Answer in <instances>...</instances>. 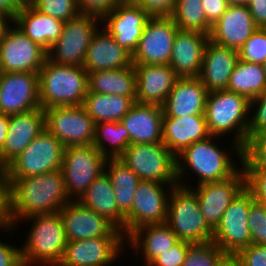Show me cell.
Segmentation results:
<instances>
[{
  "label": "cell",
  "instance_id": "cell-53",
  "mask_svg": "<svg viewBox=\"0 0 266 266\" xmlns=\"http://www.w3.org/2000/svg\"><path fill=\"white\" fill-rule=\"evenodd\" d=\"M21 256V249L0 240V266H10Z\"/></svg>",
  "mask_w": 266,
  "mask_h": 266
},
{
  "label": "cell",
  "instance_id": "cell-62",
  "mask_svg": "<svg viewBox=\"0 0 266 266\" xmlns=\"http://www.w3.org/2000/svg\"><path fill=\"white\" fill-rule=\"evenodd\" d=\"M262 65H263V69H264V72H265V75H266V61Z\"/></svg>",
  "mask_w": 266,
  "mask_h": 266
},
{
  "label": "cell",
  "instance_id": "cell-4",
  "mask_svg": "<svg viewBox=\"0 0 266 266\" xmlns=\"http://www.w3.org/2000/svg\"><path fill=\"white\" fill-rule=\"evenodd\" d=\"M214 138L222 137L211 135L191 144L176 156L178 185L183 186L188 168L191 173H196L197 184L221 181L232 177L239 170L240 167L237 169L231 155L224 152L222 147L219 148L220 144L214 142Z\"/></svg>",
  "mask_w": 266,
  "mask_h": 266
},
{
  "label": "cell",
  "instance_id": "cell-30",
  "mask_svg": "<svg viewBox=\"0 0 266 266\" xmlns=\"http://www.w3.org/2000/svg\"><path fill=\"white\" fill-rule=\"evenodd\" d=\"M13 23L29 39L48 51L60 37L65 22L29 7L19 9Z\"/></svg>",
  "mask_w": 266,
  "mask_h": 266
},
{
  "label": "cell",
  "instance_id": "cell-50",
  "mask_svg": "<svg viewBox=\"0 0 266 266\" xmlns=\"http://www.w3.org/2000/svg\"><path fill=\"white\" fill-rule=\"evenodd\" d=\"M177 0H142L138 5L151 17H171Z\"/></svg>",
  "mask_w": 266,
  "mask_h": 266
},
{
  "label": "cell",
  "instance_id": "cell-23",
  "mask_svg": "<svg viewBox=\"0 0 266 266\" xmlns=\"http://www.w3.org/2000/svg\"><path fill=\"white\" fill-rule=\"evenodd\" d=\"M209 35L178 29L169 65L178 78L198 77Z\"/></svg>",
  "mask_w": 266,
  "mask_h": 266
},
{
  "label": "cell",
  "instance_id": "cell-27",
  "mask_svg": "<svg viewBox=\"0 0 266 266\" xmlns=\"http://www.w3.org/2000/svg\"><path fill=\"white\" fill-rule=\"evenodd\" d=\"M163 110L161 105L135 102L120 120L129 132L130 144L163 142Z\"/></svg>",
  "mask_w": 266,
  "mask_h": 266
},
{
  "label": "cell",
  "instance_id": "cell-21",
  "mask_svg": "<svg viewBox=\"0 0 266 266\" xmlns=\"http://www.w3.org/2000/svg\"><path fill=\"white\" fill-rule=\"evenodd\" d=\"M45 129V114L42 108L10 115L8 132L0 150V166L4 169L20 155Z\"/></svg>",
  "mask_w": 266,
  "mask_h": 266
},
{
  "label": "cell",
  "instance_id": "cell-55",
  "mask_svg": "<svg viewBox=\"0 0 266 266\" xmlns=\"http://www.w3.org/2000/svg\"><path fill=\"white\" fill-rule=\"evenodd\" d=\"M9 115L0 113V150L3 148L9 126Z\"/></svg>",
  "mask_w": 266,
  "mask_h": 266
},
{
  "label": "cell",
  "instance_id": "cell-45",
  "mask_svg": "<svg viewBox=\"0 0 266 266\" xmlns=\"http://www.w3.org/2000/svg\"><path fill=\"white\" fill-rule=\"evenodd\" d=\"M245 175V188L257 202L266 204V169L242 168Z\"/></svg>",
  "mask_w": 266,
  "mask_h": 266
},
{
  "label": "cell",
  "instance_id": "cell-28",
  "mask_svg": "<svg viewBox=\"0 0 266 266\" xmlns=\"http://www.w3.org/2000/svg\"><path fill=\"white\" fill-rule=\"evenodd\" d=\"M132 64V55L119 46L102 27L96 31L87 48L83 68L89 72L115 70Z\"/></svg>",
  "mask_w": 266,
  "mask_h": 266
},
{
  "label": "cell",
  "instance_id": "cell-54",
  "mask_svg": "<svg viewBox=\"0 0 266 266\" xmlns=\"http://www.w3.org/2000/svg\"><path fill=\"white\" fill-rule=\"evenodd\" d=\"M18 8L14 4L13 0H0V12L9 15L14 18L18 12Z\"/></svg>",
  "mask_w": 266,
  "mask_h": 266
},
{
  "label": "cell",
  "instance_id": "cell-15",
  "mask_svg": "<svg viewBox=\"0 0 266 266\" xmlns=\"http://www.w3.org/2000/svg\"><path fill=\"white\" fill-rule=\"evenodd\" d=\"M12 24L0 43L1 72L38 73L47 58V51Z\"/></svg>",
  "mask_w": 266,
  "mask_h": 266
},
{
  "label": "cell",
  "instance_id": "cell-29",
  "mask_svg": "<svg viewBox=\"0 0 266 266\" xmlns=\"http://www.w3.org/2000/svg\"><path fill=\"white\" fill-rule=\"evenodd\" d=\"M205 115L168 117L163 115V144L177 156L186 147L210 137Z\"/></svg>",
  "mask_w": 266,
  "mask_h": 266
},
{
  "label": "cell",
  "instance_id": "cell-38",
  "mask_svg": "<svg viewBox=\"0 0 266 266\" xmlns=\"http://www.w3.org/2000/svg\"><path fill=\"white\" fill-rule=\"evenodd\" d=\"M171 17L181 30L210 34L212 26L207 22L202 0H177Z\"/></svg>",
  "mask_w": 266,
  "mask_h": 266
},
{
  "label": "cell",
  "instance_id": "cell-3",
  "mask_svg": "<svg viewBox=\"0 0 266 266\" xmlns=\"http://www.w3.org/2000/svg\"><path fill=\"white\" fill-rule=\"evenodd\" d=\"M41 108L81 106L88 91V72L82 66L58 64L46 58L38 72Z\"/></svg>",
  "mask_w": 266,
  "mask_h": 266
},
{
  "label": "cell",
  "instance_id": "cell-37",
  "mask_svg": "<svg viewBox=\"0 0 266 266\" xmlns=\"http://www.w3.org/2000/svg\"><path fill=\"white\" fill-rule=\"evenodd\" d=\"M92 145L107 159L119 158L130 145L129 132L121 122L96 123Z\"/></svg>",
  "mask_w": 266,
  "mask_h": 266
},
{
  "label": "cell",
  "instance_id": "cell-40",
  "mask_svg": "<svg viewBox=\"0 0 266 266\" xmlns=\"http://www.w3.org/2000/svg\"><path fill=\"white\" fill-rule=\"evenodd\" d=\"M34 8L45 15L64 22L72 20L81 14L77 0H37Z\"/></svg>",
  "mask_w": 266,
  "mask_h": 266
},
{
  "label": "cell",
  "instance_id": "cell-33",
  "mask_svg": "<svg viewBox=\"0 0 266 266\" xmlns=\"http://www.w3.org/2000/svg\"><path fill=\"white\" fill-rule=\"evenodd\" d=\"M136 89V72L133 64L120 69L88 73L89 92L136 97Z\"/></svg>",
  "mask_w": 266,
  "mask_h": 266
},
{
  "label": "cell",
  "instance_id": "cell-56",
  "mask_svg": "<svg viewBox=\"0 0 266 266\" xmlns=\"http://www.w3.org/2000/svg\"><path fill=\"white\" fill-rule=\"evenodd\" d=\"M9 21L12 23L13 18L0 12V43L3 40L7 29L11 26Z\"/></svg>",
  "mask_w": 266,
  "mask_h": 266
},
{
  "label": "cell",
  "instance_id": "cell-1",
  "mask_svg": "<svg viewBox=\"0 0 266 266\" xmlns=\"http://www.w3.org/2000/svg\"><path fill=\"white\" fill-rule=\"evenodd\" d=\"M15 225L35 215L59 212L71 199L61 169L35 176L8 178Z\"/></svg>",
  "mask_w": 266,
  "mask_h": 266
},
{
  "label": "cell",
  "instance_id": "cell-35",
  "mask_svg": "<svg viewBox=\"0 0 266 266\" xmlns=\"http://www.w3.org/2000/svg\"><path fill=\"white\" fill-rule=\"evenodd\" d=\"M104 172L114 188L118 210L125 216L132 207L140 178L119 158H108Z\"/></svg>",
  "mask_w": 266,
  "mask_h": 266
},
{
  "label": "cell",
  "instance_id": "cell-7",
  "mask_svg": "<svg viewBox=\"0 0 266 266\" xmlns=\"http://www.w3.org/2000/svg\"><path fill=\"white\" fill-rule=\"evenodd\" d=\"M119 159L140 180L178 185L176 156L162 142L130 144Z\"/></svg>",
  "mask_w": 266,
  "mask_h": 266
},
{
  "label": "cell",
  "instance_id": "cell-2",
  "mask_svg": "<svg viewBox=\"0 0 266 266\" xmlns=\"http://www.w3.org/2000/svg\"><path fill=\"white\" fill-rule=\"evenodd\" d=\"M250 100L241 94L224 90L210 91L206 97L205 118L210 135L224 137L234 132L232 149L240 163L248 141Z\"/></svg>",
  "mask_w": 266,
  "mask_h": 266
},
{
  "label": "cell",
  "instance_id": "cell-39",
  "mask_svg": "<svg viewBox=\"0 0 266 266\" xmlns=\"http://www.w3.org/2000/svg\"><path fill=\"white\" fill-rule=\"evenodd\" d=\"M228 258L213 241L191 244L183 266H223Z\"/></svg>",
  "mask_w": 266,
  "mask_h": 266
},
{
  "label": "cell",
  "instance_id": "cell-32",
  "mask_svg": "<svg viewBox=\"0 0 266 266\" xmlns=\"http://www.w3.org/2000/svg\"><path fill=\"white\" fill-rule=\"evenodd\" d=\"M78 201L106 218L125 236V216L117 208L114 188L105 172L94 180Z\"/></svg>",
  "mask_w": 266,
  "mask_h": 266
},
{
  "label": "cell",
  "instance_id": "cell-5",
  "mask_svg": "<svg viewBox=\"0 0 266 266\" xmlns=\"http://www.w3.org/2000/svg\"><path fill=\"white\" fill-rule=\"evenodd\" d=\"M27 220L34 222L20 247L21 256L35 266H58L67 244L60 212L35 215L21 221Z\"/></svg>",
  "mask_w": 266,
  "mask_h": 266
},
{
  "label": "cell",
  "instance_id": "cell-25",
  "mask_svg": "<svg viewBox=\"0 0 266 266\" xmlns=\"http://www.w3.org/2000/svg\"><path fill=\"white\" fill-rule=\"evenodd\" d=\"M136 72V102L162 105L177 75L170 65L133 64Z\"/></svg>",
  "mask_w": 266,
  "mask_h": 266
},
{
  "label": "cell",
  "instance_id": "cell-44",
  "mask_svg": "<svg viewBox=\"0 0 266 266\" xmlns=\"http://www.w3.org/2000/svg\"><path fill=\"white\" fill-rule=\"evenodd\" d=\"M16 226L11 208V184L3 170L0 173V230L3 232L13 231Z\"/></svg>",
  "mask_w": 266,
  "mask_h": 266
},
{
  "label": "cell",
  "instance_id": "cell-24",
  "mask_svg": "<svg viewBox=\"0 0 266 266\" xmlns=\"http://www.w3.org/2000/svg\"><path fill=\"white\" fill-rule=\"evenodd\" d=\"M207 94L208 91L198 77L177 78L167 99L161 105L163 115H205Z\"/></svg>",
  "mask_w": 266,
  "mask_h": 266
},
{
  "label": "cell",
  "instance_id": "cell-18",
  "mask_svg": "<svg viewBox=\"0 0 266 266\" xmlns=\"http://www.w3.org/2000/svg\"><path fill=\"white\" fill-rule=\"evenodd\" d=\"M126 237H96L67 241L58 266H109L117 261Z\"/></svg>",
  "mask_w": 266,
  "mask_h": 266
},
{
  "label": "cell",
  "instance_id": "cell-22",
  "mask_svg": "<svg viewBox=\"0 0 266 266\" xmlns=\"http://www.w3.org/2000/svg\"><path fill=\"white\" fill-rule=\"evenodd\" d=\"M258 29L247 4H230L211 27L209 40L239 50Z\"/></svg>",
  "mask_w": 266,
  "mask_h": 266
},
{
  "label": "cell",
  "instance_id": "cell-63",
  "mask_svg": "<svg viewBox=\"0 0 266 266\" xmlns=\"http://www.w3.org/2000/svg\"><path fill=\"white\" fill-rule=\"evenodd\" d=\"M257 135H266V130L264 132L257 134Z\"/></svg>",
  "mask_w": 266,
  "mask_h": 266
},
{
  "label": "cell",
  "instance_id": "cell-61",
  "mask_svg": "<svg viewBox=\"0 0 266 266\" xmlns=\"http://www.w3.org/2000/svg\"><path fill=\"white\" fill-rule=\"evenodd\" d=\"M251 0H229L232 4H248Z\"/></svg>",
  "mask_w": 266,
  "mask_h": 266
},
{
  "label": "cell",
  "instance_id": "cell-60",
  "mask_svg": "<svg viewBox=\"0 0 266 266\" xmlns=\"http://www.w3.org/2000/svg\"><path fill=\"white\" fill-rule=\"evenodd\" d=\"M141 1L142 0H120V3L138 5Z\"/></svg>",
  "mask_w": 266,
  "mask_h": 266
},
{
  "label": "cell",
  "instance_id": "cell-51",
  "mask_svg": "<svg viewBox=\"0 0 266 266\" xmlns=\"http://www.w3.org/2000/svg\"><path fill=\"white\" fill-rule=\"evenodd\" d=\"M230 4L229 0H202L207 22L213 26L228 9Z\"/></svg>",
  "mask_w": 266,
  "mask_h": 266
},
{
  "label": "cell",
  "instance_id": "cell-43",
  "mask_svg": "<svg viewBox=\"0 0 266 266\" xmlns=\"http://www.w3.org/2000/svg\"><path fill=\"white\" fill-rule=\"evenodd\" d=\"M247 218L252 244L266 245V204L254 201Z\"/></svg>",
  "mask_w": 266,
  "mask_h": 266
},
{
  "label": "cell",
  "instance_id": "cell-41",
  "mask_svg": "<svg viewBox=\"0 0 266 266\" xmlns=\"http://www.w3.org/2000/svg\"><path fill=\"white\" fill-rule=\"evenodd\" d=\"M241 61L263 64L266 61V28H258L238 50Z\"/></svg>",
  "mask_w": 266,
  "mask_h": 266
},
{
  "label": "cell",
  "instance_id": "cell-42",
  "mask_svg": "<svg viewBox=\"0 0 266 266\" xmlns=\"http://www.w3.org/2000/svg\"><path fill=\"white\" fill-rule=\"evenodd\" d=\"M242 168L266 169V135L250 137L243 148Z\"/></svg>",
  "mask_w": 266,
  "mask_h": 266
},
{
  "label": "cell",
  "instance_id": "cell-46",
  "mask_svg": "<svg viewBox=\"0 0 266 266\" xmlns=\"http://www.w3.org/2000/svg\"><path fill=\"white\" fill-rule=\"evenodd\" d=\"M255 108V109H254ZM255 113H251L252 111ZM248 139L266 130V90L250 100Z\"/></svg>",
  "mask_w": 266,
  "mask_h": 266
},
{
  "label": "cell",
  "instance_id": "cell-9",
  "mask_svg": "<svg viewBox=\"0 0 266 266\" xmlns=\"http://www.w3.org/2000/svg\"><path fill=\"white\" fill-rule=\"evenodd\" d=\"M106 161L93 145L65 147L61 171L71 200H78L104 172Z\"/></svg>",
  "mask_w": 266,
  "mask_h": 266
},
{
  "label": "cell",
  "instance_id": "cell-19",
  "mask_svg": "<svg viewBox=\"0 0 266 266\" xmlns=\"http://www.w3.org/2000/svg\"><path fill=\"white\" fill-rule=\"evenodd\" d=\"M67 241L96 237H125L106 218L85 207L78 200H71L60 211Z\"/></svg>",
  "mask_w": 266,
  "mask_h": 266
},
{
  "label": "cell",
  "instance_id": "cell-6",
  "mask_svg": "<svg viewBox=\"0 0 266 266\" xmlns=\"http://www.w3.org/2000/svg\"><path fill=\"white\" fill-rule=\"evenodd\" d=\"M166 224L179 241L191 244L212 241L213 229L207 224L192 188L176 185L168 200Z\"/></svg>",
  "mask_w": 266,
  "mask_h": 266
},
{
  "label": "cell",
  "instance_id": "cell-47",
  "mask_svg": "<svg viewBox=\"0 0 266 266\" xmlns=\"http://www.w3.org/2000/svg\"><path fill=\"white\" fill-rule=\"evenodd\" d=\"M190 245L191 243L179 241L159 255L149 266H183Z\"/></svg>",
  "mask_w": 266,
  "mask_h": 266
},
{
  "label": "cell",
  "instance_id": "cell-10",
  "mask_svg": "<svg viewBox=\"0 0 266 266\" xmlns=\"http://www.w3.org/2000/svg\"><path fill=\"white\" fill-rule=\"evenodd\" d=\"M101 18L80 14L64 23L62 33L47 51V58L68 66H83L92 37L101 27Z\"/></svg>",
  "mask_w": 266,
  "mask_h": 266
},
{
  "label": "cell",
  "instance_id": "cell-14",
  "mask_svg": "<svg viewBox=\"0 0 266 266\" xmlns=\"http://www.w3.org/2000/svg\"><path fill=\"white\" fill-rule=\"evenodd\" d=\"M178 29L172 17H150L132 54V64L169 65Z\"/></svg>",
  "mask_w": 266,
  "mask_h": 266
},
{
  "label": "cell",
  "instance_id": "cell-16",
  "mask_svg": "<svg viewBox=\"0 0 266 266\" xmlns=\"http://www.w3.org/2000/svg\"><path fill=\"white\" fill-rule=\"evenodd\" d=\"M183 186L193 188L192 190L197 196L201 212L207 224L214 230L225 210L245 188V175L240 167L232 177L227 179L197 184L195 188L186 183H183Z\"/></svg>",
  "mask_w": 266,
  "mask_h": 266
},
{
  "label": "cell",
  "instance_id": "cell-57",
  "mask_svg": "<svg viewBox=\"0 0 266 266\" xmlns=\"http://www.w3.org/2000/svg\"><path fill=\"white\" fill-rule=\"evenodd\" d=\"M18 9L34 7L37 0H13Z\"/></svg>",
  "mask_w": 266,
  "mask_h": 266
},
{
  "label": "cell",
  "instance_id": "cell-52",
  "mask_svg": "<svg viewBox=\"0 0 266 266\" xmlns=\"http://www.w3.org/2000/svg\"><path fill=\"white\" fill-rule=\"evenodd\" d=\"M258 28H266V0H251L247 4Z\"/></svg>",
  "mask_w": 266,
  "mask_h": 266
},
{
  "label": "cell",
  "instance_id": "cell-34",
  "mask_svg": "<svg viewBox=\"0 0 266 266\" xmlns=\"http://www.w3.org/2000/svg\"><path fill=\"white\" fill-rule=\"evenodd\" d=\"M135 102L136 97L105 95L87 91L82 106L96 124L120 122Z\"/></svg>",
  "mask_w": 266,
  "mask_h": 266
},
{
  "label": "cell",
  "instance_id": "cell-13",
  "mask_svg": "<svg viewBox=\"0 0 266 266\" xmlns=\"http://www.w3.org/2000/svg\"><path fill=\"white\" fill-rule=\"evenodd\" d=\"M45 128L65 147L92 145L95 123L83 106L44 109Z\"/></svg>",
  "mask_w": 266,
  "mask_h": 266
},
{
  "label": "cell",
  "instance_id": "cell-12",
  "mask_svg": "<svg viewBox=\"0 0 266 266\" xmlns=\"http://www.w3.org/2000/svg\"><path fill=\"white\" fill-rule=\"evenodd\" d=\"M174 186L144 180L138 183L131 210L125 215L126 238L142 226L166 223L169 195Z\"/></svg>",
  "mask_w": 266,
  "mask_h": 266
},
{
  "label": "cell",
  "instance_id": "cell-48",
  "mask_svg": "<svg viewBox=\"0 0 266 266\" xmlns=\"http://www.w3.org/2000/svg\"><path fill=\"white\" fill-rule=\"evenodd\" d=\"M232 258L240 266H266V245L251 244Z\"/></svg>",
  "mask_w": 266,
  "mask_h": 266
},
{
  "label": "cell",
  "instance_id": "cell-36",
  "mask_svg": "<svg viewBox=\"0 0 266 266\" xmlns=\"http://www.w3.org/2000/svg\"><path fill=\"white\" fill-rule=\"evenodd\" d=\"M227 90L246 96L249 100L266 90V75L263 65L237 61L230 76Z\"/></svg>",
  "mask_w": 266,
  "mask_h": 266
},
{
  "label": "cell",
  "instance_id": "cell-17",
  "mask_svg": "<svg viewBox=\"0 0 266 266\" xmlns=\"http://www.w3.org/2000/svg\"><path fill=\"white\" fill-rule=\"evenodd\" d=\"M41 108L35 72H1L0 113L16 115Z\"/></svg>",
  "mask_w": 266,
  "mask_h": 266
},
{
  "label": "cell",
  "instance_id": "cell-31",
  "mask_svg": "<svg viewBox=\"0 0 266 266\" xmlns=\"http://www.w3.org/2000/svg\"><path fill=\"white\" fill-rule=\"evenodd\" d=\"M126 240V245L129 244L137 255L141 253L145 266L179 242L175 232L166 223L142 226Z\"/></svg>",
  "mask_w": 266,
  "mask_h": 266
},
{
  "label": "cell",
  "instance_id": "cell-49",
  "mask_svg": "<svg viewBox=\"0 0 266 266\" xmlns=\"http://www.w3.org/2000/svg\"><path fill=\"white\" fill-rule=\"evenodd\" d=\"M81 14L102 18L120 3V0H77Z\"/></svg>",
  "mask_w": 266,
  "mask_h": 266
},
{
  "label": "cell",
  "instance_id": "cell-26",
  "mask_svg": "<svg viewBox=\"0 0 266 266\" xmlns=\"http://www.w3.org/2000/svg\"><path fill=\"white\" fill-rule=\"evenodd\" d=\"M239 60L238 50L208 41L198 78L208 92L227 89Z\"/></svg>",
  "mask_w": 266,
  "mask_h": 266
},
{
  "label": "cell",
  "instance_id": "cell-58",
  "mask_svg": "<svg viewBox=\"0 0 266 266\" xmlns=\"http://www.w3.org/2000/svg\"><path fill=\"white\" fill-rule=\"evenodd\" d=\"M10 266H33V264L27 258L20 256Z\"/></svg>",
  "mask_w": 266,
  "mask_h": 266
},
{
  "label": "cell",
  "instance_id": "cell-59",
  "mask_svg": "<svg viewBox=\"0 0 266 266\" xmlns=\"http://www.w3.org/2000/svg\"><path fill=\"white\" fill-rule=\"evenodd\" d=\"M223 266H240V265L232 257H229L228 260L223 264Z\"/></svg>",
  "mask_w": 266,
  "mask_h": 266
},
{
  "label": "cell",
  "instance_id": "cell-11",
  "mask_svg": "<svg viewBox=\"0 0 266 266\" xmlns=\"http://www.w3.org/2000/svg\"><path fill=\"white\" fill-rule=\"evenodd\" d=\"M255 200L244 188L223 213L213 230L212 241L228 256L234 257L241 249L252 244L248 214Z\"/></svg>",
  "mask_w": 266,
  "mask_h": 266
},
{
  "label": "cell",
  "instance_id": "cell-20",
  "mask_svg": "<svg viewBox=\"0 0 266 266\" xmlns=\"http://www.w3.org/2000/svg\"><path fill=\"white\" fill-rule=\"evenodd\" d=\"M150 17L139 5L119 3L101 18V25L103 23L102 29L132 55Z\"/></svg>",
  "mask_w": 266,
  "mask_h": 266
},
{
  "label": "cell",
  "instance_id": "cell-8",
  "mask_svg": "<svg viewBox=\"0 0 266 266\" xmlns=\"http://www.w3.org/2000/svg\"><path fill=\"white\" fill-rule=\"evenodd\" d=\"M65 146L46 128L3 170L8 178H23L61 169Z\"/></svg>",
  "mask_w": 266,
  "mask_h": 266
}]
</instances>
